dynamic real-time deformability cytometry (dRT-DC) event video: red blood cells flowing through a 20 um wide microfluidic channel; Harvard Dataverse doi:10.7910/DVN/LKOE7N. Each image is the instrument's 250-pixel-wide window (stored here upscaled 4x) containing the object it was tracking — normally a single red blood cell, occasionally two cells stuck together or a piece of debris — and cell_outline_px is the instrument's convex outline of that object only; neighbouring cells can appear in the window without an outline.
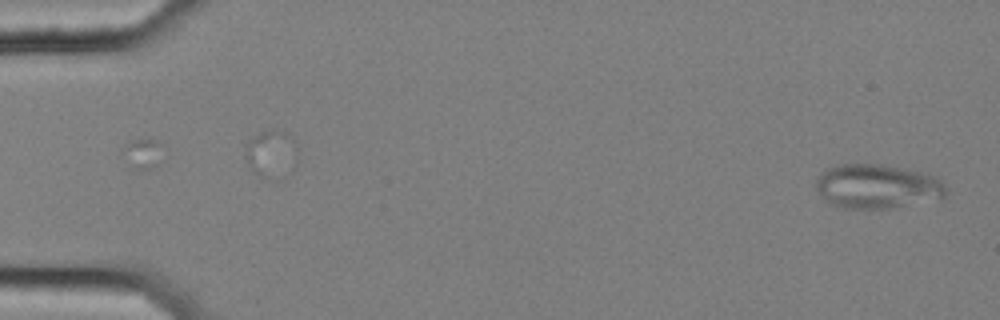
{"species": "common noctule bat (a hibernating species)", "species_latin": "Nyctalus noctula", "temperature_condition": "cold", "stored_images_in_passage": 56, "camera_frame_rate_fps": 3000, "um_per_image_px": 0.085, "animal": {"sex": "female", "body_mass_g": 25.1}, "frame": {"image": 1, "passage_image": 1, "time_ms": 0.0, "image_size_px": [1000, 320], "cell_outline_px": [[944, 196], [940, 200], [888, 208], [840, 208], [828, 204], [824, 200], [816, 188], [816, 180], [820, 172], [828, 168], [840, 164], [880, 164], [920, 172], [936, 176], [944, 184]], "centroid_in_image_um": [74.53, 15.85], "position_along_channel_um": 10.5, "area_um2": 33.64}}
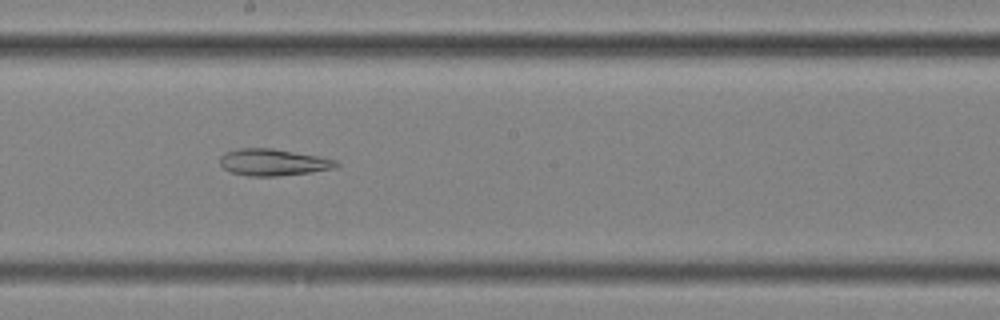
{"frame": {"image": 2, "passage_image": 31, "time_ms": 10.0, "image_size_px": [1000, 320], "cell_outline_px": [[340, 164], [336, 168], [312, 172], [276, 176], [248, 176], [232, 172], [224, 168], [220, 164], [220, 156], [224, 152], [240, 148], [272, 148], [320, 156], [336, 160]], "centroid_in_image_um": [23.24, 13.79], "position_along_channel_um": 225.0, "area_um2": 18.21}}
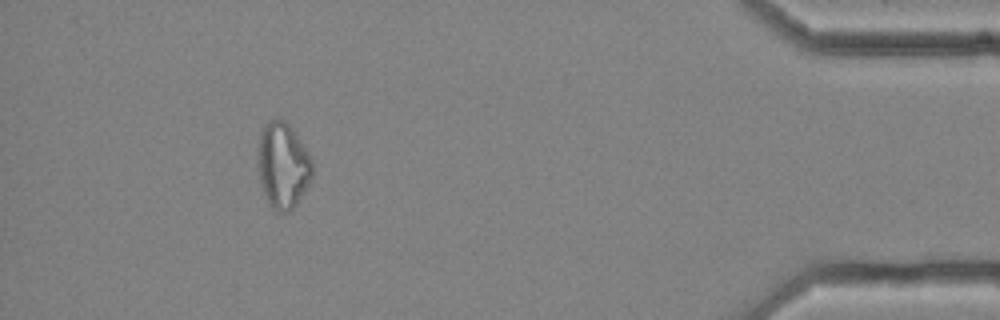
{"frame": {"image": 3, "passage_image": 51, "time_ms": 16.667, "image_size_px": [1000, 320], "cell_outline_px": [[312, 176], [308, 184], [296, 204], [288, 212], [280, 212], [272, 208], [268, 204], [260, 184], [256, 164], [256, 156], [260, 132], [268, 120], [284, 120], [292, 128], [308, 152], [312, 160]], "centroid_in_image_um": [24.0, 14.06], "position_along_channel_um": 411.2, "area_um2": 27.46}, "authors_computed_cell_mechanics": {"area_um2": 25.0563, "velocity_mm_per_s": 3.5778, "shape_relaxation_time_tau1_ms": null, "shape_relaxation_time_tau2_ms": 6.202, "deformation_change_tau1": null, "deformation_change_tau2": 0.1393}}